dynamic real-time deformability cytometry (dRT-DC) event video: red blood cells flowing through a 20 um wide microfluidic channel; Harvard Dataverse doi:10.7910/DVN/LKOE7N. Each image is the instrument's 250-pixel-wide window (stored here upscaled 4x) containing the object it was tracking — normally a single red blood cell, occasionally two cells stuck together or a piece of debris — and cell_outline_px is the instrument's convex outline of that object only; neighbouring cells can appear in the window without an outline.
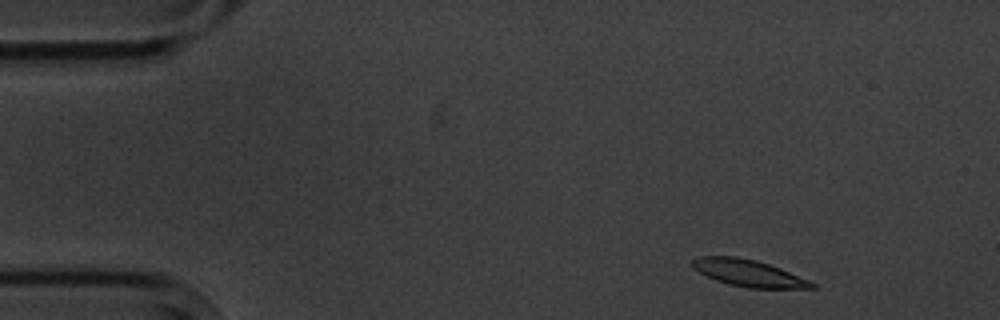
{"species": "common noctule bat (a hibernating species)", "species_latin": "Nyctalus noctula", "temperature_condition": "cold", "stored_images_in_passage": 3, "camera_frame_rate_fps": 3000, "um_per_image_px": 0.085, "animal": {"sex": "male", "body_mass_g": 20.1, "forearm_length_mm": 53.5}, "frame": {"image": 1, "passage_image": 1, "time_ms": 0.0, "image_size_px": [1000, 320], "cell_outline_px": [[816, 288], [748, 288], [728, 284], [716, 280], [692, 268], [692, 260], [696, 256], [736, 256], [756, 260], [780, 268], [808, 280], [816, 284]], "centroid_in_image_um": [63.6, 23.2], "position_along_channel_um": 21.4, "area_um2": 18.55}}